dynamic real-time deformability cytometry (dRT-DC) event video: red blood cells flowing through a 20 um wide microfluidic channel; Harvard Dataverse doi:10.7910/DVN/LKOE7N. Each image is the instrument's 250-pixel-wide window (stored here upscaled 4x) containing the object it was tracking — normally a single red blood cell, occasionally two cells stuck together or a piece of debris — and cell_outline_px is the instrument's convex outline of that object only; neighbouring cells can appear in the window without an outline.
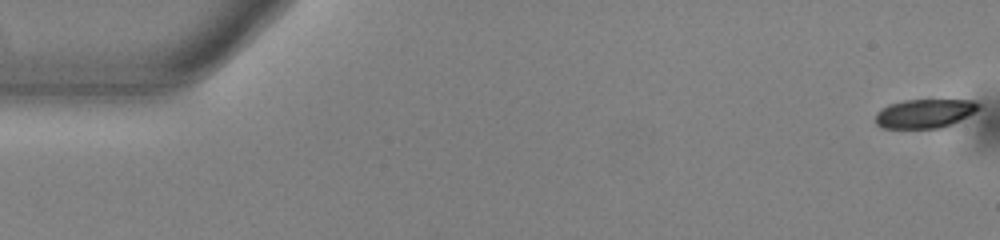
{"species": "common noctule bat (a hibernating species)", "species_latin": "Nyctalus noctula", "temperature_condition": "warm", "stored_images_in_passage": 21, "camera_frame_rate_fps": 3000, "um_per_image_px": 0.085, "animal": {"sex": "male", "body_mass_g": 13.0, "forearm_length_mm": 53.1}, "frame": {"image": 1, "passage_image": 1, "time_ms": 0.0, "image_size_px": [1000, 240], "cell_outline_px": [[980, 108], [952, 124], [940, 128], [880, 128], [876, 124], [876, 112], [880, 108], [888, 104], [904, 100], [976, 100], [980, 104]], "centroid_in_image_um": [78.56, 9.64], "position_along_channel_um": 6.4, "area_um2": 17.46}}
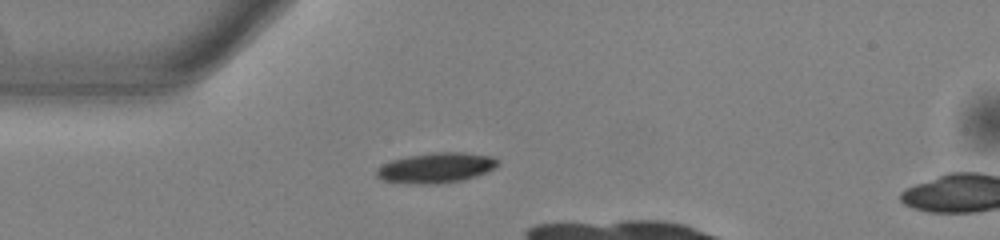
{"frame": {"image": 2, "passage_image": 15, "time_ms": 4.667, "image_size_px": [1000, 240], "cell_outline_px": [[500, 164], [496, 168], [476, 176], [460, 180], [436, 184], [412, 184], [384, 180], [376, 176], [376, 168], [392, 160], [408, 156], [432, 152], [464, 152], [492, 156], [500, 160]], "centroid_in_image_um": [37.1, 14.25], "position_along_channel_um": 47.9, "area_um2": 21.44}}